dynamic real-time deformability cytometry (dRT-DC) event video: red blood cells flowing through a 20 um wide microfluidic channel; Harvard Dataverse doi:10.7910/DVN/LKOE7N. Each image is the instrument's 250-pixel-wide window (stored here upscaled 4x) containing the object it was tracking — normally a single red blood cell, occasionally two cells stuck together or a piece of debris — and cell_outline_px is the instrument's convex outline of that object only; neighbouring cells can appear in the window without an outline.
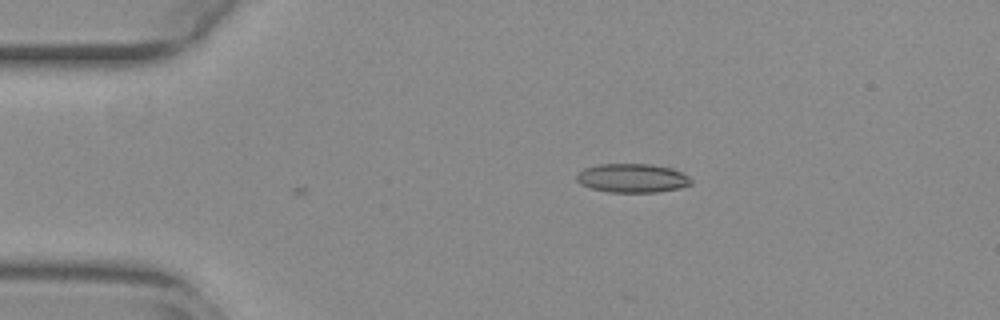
{"species": "common noctule bat (a hibernating species)", "species_latin": "Nyctalus noctula", "temperature_condition": "warm", "stored_images_in_passage": 2, "camera_frame_rate_fps": 3000, "um_per_image_px": 0.085, "animal": {"sex": "female", "body_mass_g": 29.2, "forearm_length_mm": 56.3}, "frame": {"image": 1, "passage_image": 1, "time_ms": 0.0, "image_size_px": [1000, 320], "cell_outline_px": [[692, 184], [680, 188], [656, 192], [608, 192], [592, 188], [580, 184], [576, 180], [576, 176], [584, 168], [596, 164], [652, 164], [672, 168], [688, 176], [692, 180]], "centroid_in_image_um": [53.75, 15.13], "position_along_channel_um": 31.3, "area_um2": 19.31}}